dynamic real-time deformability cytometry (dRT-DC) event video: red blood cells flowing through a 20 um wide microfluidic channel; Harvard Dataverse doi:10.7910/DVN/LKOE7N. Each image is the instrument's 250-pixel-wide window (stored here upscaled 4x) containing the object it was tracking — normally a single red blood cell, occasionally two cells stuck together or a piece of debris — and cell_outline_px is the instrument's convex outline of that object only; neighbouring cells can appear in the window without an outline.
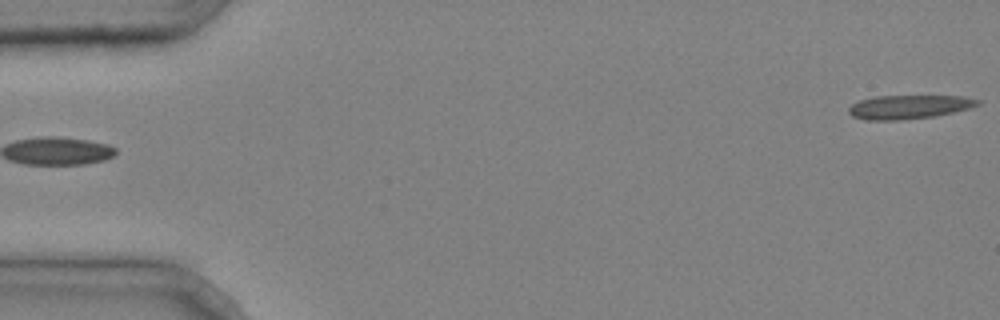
{"species": "common noctule bat (a hibernating species)", "species_latin": "Nyctalus noctula", "temperature_condition": "cold", "stored_images_in_passage": 5, "segment_of_instrument_passage": [2, 2], "camera_frame_rate_fps": 3000, "um_per_image_px": 0.085, "animal": {"sex": "male", "body_mass_g": 20.4}, "frame": {"image": 1, "passage_image": 5, "time_ms": 1.333, "image_size_px": [1000, 320], "cell_outline_px": [[980, 104], [972, 108], [932, 116], [900, 120], [864, 120], [852, 116], [848, 112], [848, 108], [852, 104], [860, 100], [872, 96], [964, 96], [980, 100]], "centroid_in_image_um": [77.24, 9.08], "position_along_channel_um": 7.8, "area_um2": 17.92}}